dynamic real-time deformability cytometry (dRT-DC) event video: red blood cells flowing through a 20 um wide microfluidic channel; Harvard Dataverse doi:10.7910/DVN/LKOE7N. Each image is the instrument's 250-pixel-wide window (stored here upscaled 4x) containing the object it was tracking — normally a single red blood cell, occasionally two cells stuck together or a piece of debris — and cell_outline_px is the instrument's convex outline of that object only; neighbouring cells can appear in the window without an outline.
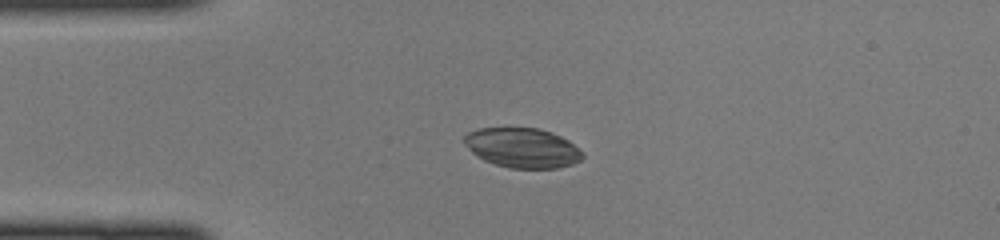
{"species": "common noctule bat (a hibernating species)", "species_latin": "Nyctalus noctula", "temperature_condition": "cold", "stored_images_in_passage": 32, "camera_frame_rate_fps": 3000, "um_per_image_px": 0.085, "animal": {"sex": "female", "body_mass_g": 22.0, "forearm_length_mm": 56.7}, "frame": {"image": 1, "passage_image": 1, "time_ms": 0.0, "image_size_px": [1000, 240], "cell_outline_px": [[584, 156], [580, 160], [572, 164], [556, 168], [508, 168], [484, 160], [476, 156], [464, 144], [464, 136], [468, 132], [480, 128], [536, 128], [552, 132], [568, 140], [584, 152]], "centroid_in_image_um": [44.41, 12.57], "position_along_channel_um": 40.6, "area_um2": 27.4}}
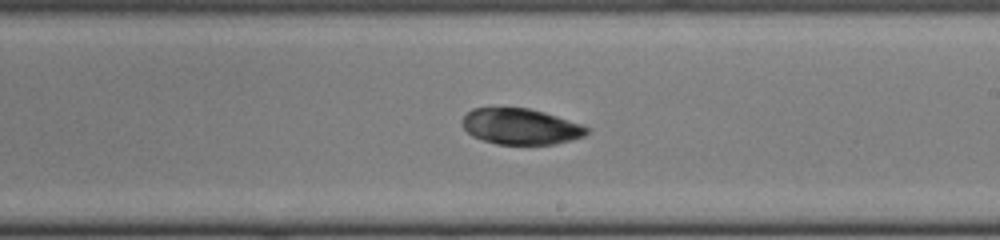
{"frame": {"image": 2, "passage_image": 17, "time_ms": 5.333, "image_size_px": [1000, 240], "cell_outline_px": [[588, 132], [584, 136], [572, 140], [556, 144], [496, 144], [472, 136], [464, 128], [464, 116], [472, 108], [528, 108], [544, 112], [580, 124], [588, 128]], "centroid_in_image_um": [44.27, 10.76], "position_along_channel_um": 244.7, "area_um2": 25.72}}
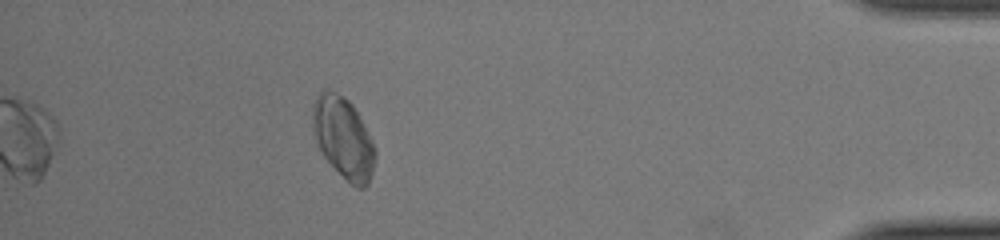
{"frame": {"image": 3, "passage_image": 32, "time_ms": 10.333, "image_size_px": [1000, 240], "cell_outline_px": [[376, 156], [372, 172], [368, 184], [364, 188], [356, 188], [324, 156], [316, 140], [312, 120], [312, 108], [316, 96], [324, 88], [328, 88], [344, 96], [352, 104], [372, 140], [376, 148]], "centroid_in_image_um": [29.19, 11.67], "position_along_channel_um": 406.0, "area_um2": 29.19}}